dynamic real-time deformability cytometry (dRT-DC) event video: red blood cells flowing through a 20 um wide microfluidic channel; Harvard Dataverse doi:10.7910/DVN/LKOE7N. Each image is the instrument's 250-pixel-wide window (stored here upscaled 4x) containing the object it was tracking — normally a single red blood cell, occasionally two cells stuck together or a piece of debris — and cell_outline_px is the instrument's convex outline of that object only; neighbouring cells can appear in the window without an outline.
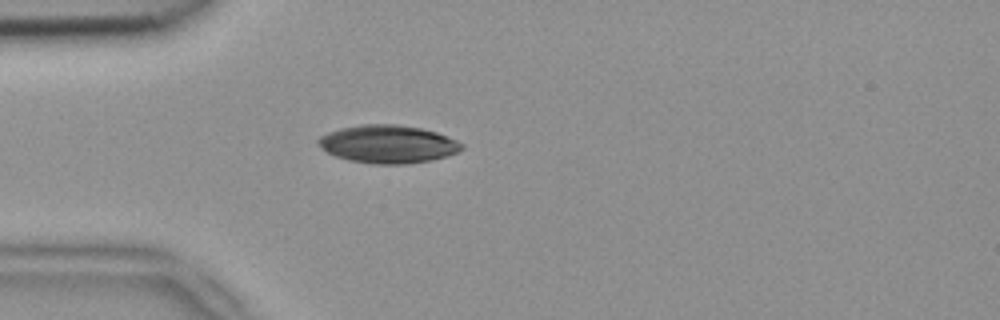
{"species": "common noctule bat (a hibernating species)", "species_latin": "Nyctalus noctula", "temperature_condition": "room temperature", "stored_images_in_passage": 3, "camera_frame_rate_fps": 3000, "um_per_image_px": 0.085, "animal": {"sex": "female", "body_mass_g": 18.4}, "frame": {"image": 1, "passage_image": 3, "time_ms": 0.667, "image_size_px": [1000, 320], "cell_outline_px": [[464, 148], [448, 156], [432, 160], [404, 164], [372, 164], [348, 160], [336, 156], [328, 152], [316, 144], [316, 140], [320, 136], [328, 132], [340, 128], [364, 124], [396, 124], [420, 128], [436, 132], [448, 136], [464, 144]], "centroid_in_image_um": [32.97, 12.25], "position_along_channel_um": 52.0, "area_um2": 31.85}}